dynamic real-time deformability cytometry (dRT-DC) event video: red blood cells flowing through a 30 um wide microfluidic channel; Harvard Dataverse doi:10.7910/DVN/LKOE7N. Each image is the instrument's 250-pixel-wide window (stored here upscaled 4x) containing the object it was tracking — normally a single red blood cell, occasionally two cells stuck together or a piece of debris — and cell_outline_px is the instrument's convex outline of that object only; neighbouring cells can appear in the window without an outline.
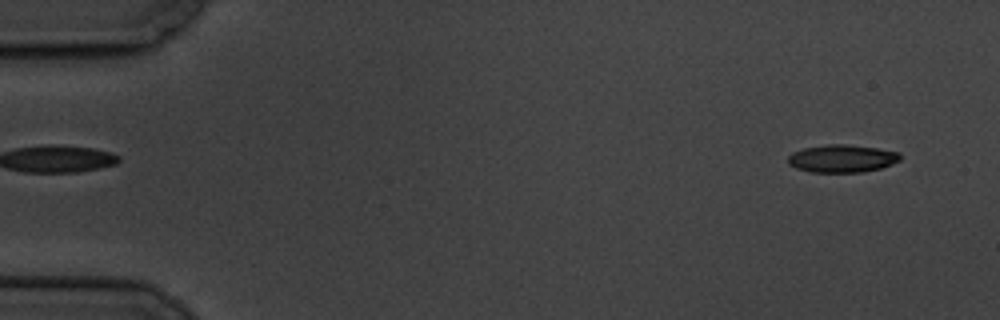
{"species": "common noctule bat (a hibernating species)", "species_latin": "Nyctalus noctula", "temperature_condition": "cold", "stored_images_in_passage": 6, "camera_frame_rate_fps": 3000, "um_per_image_px": 0.085, "animal": {"sex": "male", "body_mass_g": 19.5, "forearm_length_mm": 54.6}, "frame": {"image": 1, "passage_image": 2, "time_ms": 1.0, "image_size_px": [1000, 320], "cell_outline_px": [[900, 160], [892, 164], [880, 168], [864, 172], [812, 172], [796, 168], [788, 164], [788, 156], [792, 152], [804, 148], [828, 144], [844, 144], [876, 148], [900, 152]], "centroid_in_image_um": [71.56, 13.47], "position_along_channel_um": 13.4, "area_um2": 18.09}}
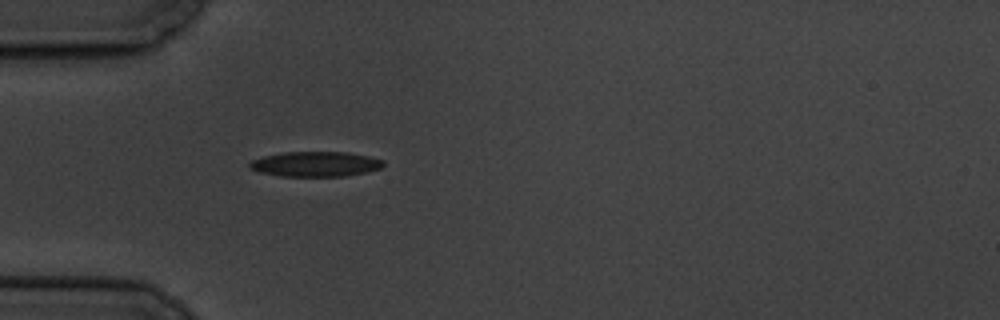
{"frame": {"image": 2, "passage_image": 6, "time_ms": 5.667, "image_size_px": [1000, 320], "cell_outline_px": [[384, 164], [380, 168], [368, 172], [344, 176], [280, 176], [260, 172], [248, 168], [248, 164], [252, 160], [264, 156], [284, 152], [348, 152], [368, 156], [384, 160]], "centroid_in_image_um": [26.81, 13.94], "position_along_channel_um": 58.2, "area_um2": 19.54}}